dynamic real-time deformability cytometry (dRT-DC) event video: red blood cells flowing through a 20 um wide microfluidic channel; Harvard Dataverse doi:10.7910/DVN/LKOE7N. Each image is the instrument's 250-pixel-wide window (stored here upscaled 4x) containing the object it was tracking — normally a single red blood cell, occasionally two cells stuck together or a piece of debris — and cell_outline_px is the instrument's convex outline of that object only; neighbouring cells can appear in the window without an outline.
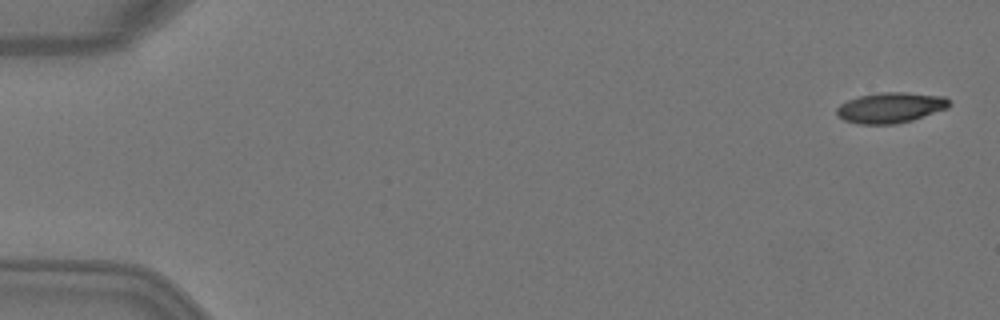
{"species": "Egyptian fruit bat (a non-hibernating species)", "species_latin": "Rousettus aegyptiacus", "temperature_condition": "warm", "stored_images_in_passage": 4, "camera_frame_rate_fps": 3000, "um_per_image_px": 0.085, "animal": {"sex": "female"}, "frame": {"image": 1, "passage_image": 1, "time_ms": 0.0, "image_size_px": [1000, 320], "cell_outline_px": [[952, 104], [948, 108], [912, 120], [896, 124], [856, 124], [844, 120], [836, 112], [836, 108], [840, 104], [848, 100], [860, 96], [880, 92], [904, 92], [944, 96]], "centroid_in_image_um": [75.7, 9.15], "position_along_channel_um": 9.3, "area_um2": 20.0}}
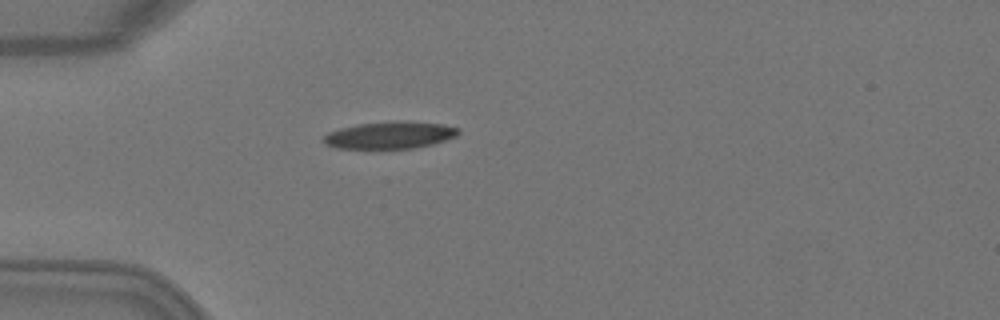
{"frame": {"image": 2, "passage_image": 4, "time_ms": 1.0, "image_size_px": [1000, 320], "cell_outline_px": [[460, 132], [456, 136], [432, 144], [416, 148], [336, 148], [324, 144], [320, 140], [328, 132], [340, 128], [356, 124], [444, 124], [460, 128]], "centroid_in_image_um": [33.07, 11.54], "position_along_channel_um": 51.9, "area_um2": 20.23}}